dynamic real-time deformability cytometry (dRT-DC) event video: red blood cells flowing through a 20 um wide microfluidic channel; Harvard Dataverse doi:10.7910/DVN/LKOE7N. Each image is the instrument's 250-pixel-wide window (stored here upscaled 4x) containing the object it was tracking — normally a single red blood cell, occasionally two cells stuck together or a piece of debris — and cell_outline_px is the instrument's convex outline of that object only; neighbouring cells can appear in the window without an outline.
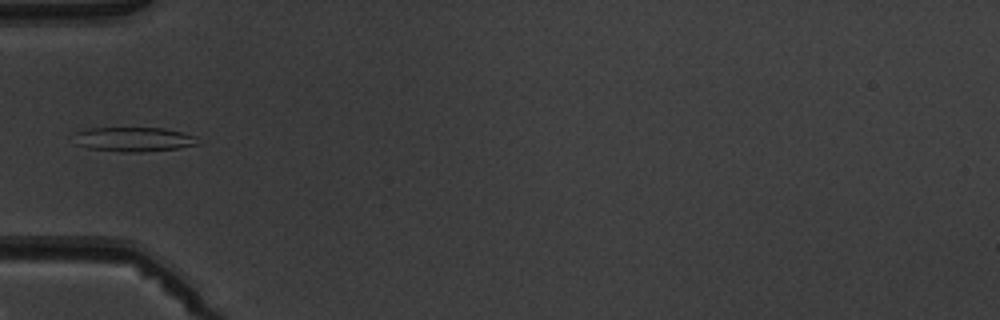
{"species": "common noctule bat (a hibernating species)", "species_latin": "Nyctalus noctula", "temperature_condition": "warm", "stored_images_in_passage": 5, "camera_frame_rate_fps": 3000, "um_per_image_px": 0.085, "animal": {"sex": "male", "body_mass_g": 19.5, "forearm_length_mm": 54.6}, "frame": {"image": 1, "passage_image": 5, "time_ms": 5.0, "image_size_px": [1000, 320], "cell_outline_px": [[200, 144], [176, 148], [140, 152], [120, 152], [88, 148], [76, 144], [76, 132], [88, 128], [164, 128], [196, 136]], "centroid_in_image_um": [11.37, 11.84], "position_along_channel_um": 73.6, "area_um2": 17.51}}